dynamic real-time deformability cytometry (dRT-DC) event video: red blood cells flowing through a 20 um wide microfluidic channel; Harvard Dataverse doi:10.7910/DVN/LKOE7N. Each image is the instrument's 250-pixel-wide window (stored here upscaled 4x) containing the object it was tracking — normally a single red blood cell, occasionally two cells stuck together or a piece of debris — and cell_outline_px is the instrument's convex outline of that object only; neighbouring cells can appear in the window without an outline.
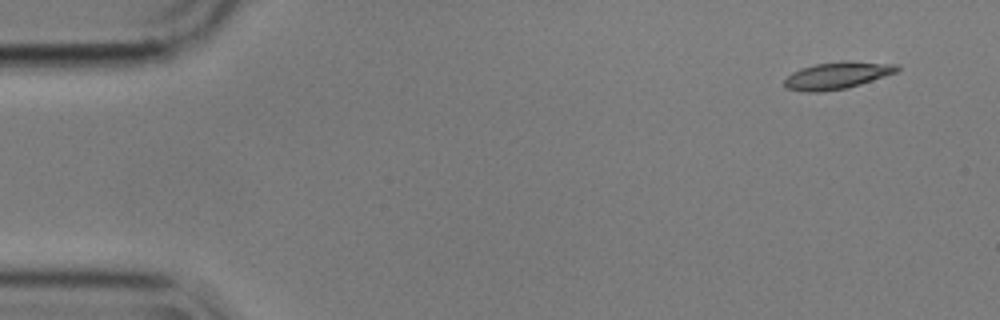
{"species": "common noctule bat (a hibernating species)", "species_latin": "Nyctalus noctula", "temperature_condition": "cold", "stored_images_in_passage": 53, "camera_frame_rate_fps": 3000, "um_per_image_px": 0.085, "animal": {"sex": "male", "body_mass_g": 17.9}, "frame": {"image": 1, "passage_image": 1, "time_ms": 0.0, "image_size_px": [1000, 320], "cell_outline_px": [[900, 68], [896, 72], [860, 84], [844, 88], [820, 92], [808, 92], [784, 88], [784, 80], [792, 72], [800, 68], [816, 64], [900, 64]], "centroid_in_image_um": [71.05, 6.48], "position_along_channel_um": 14.0, "area_um2": 16.53}}
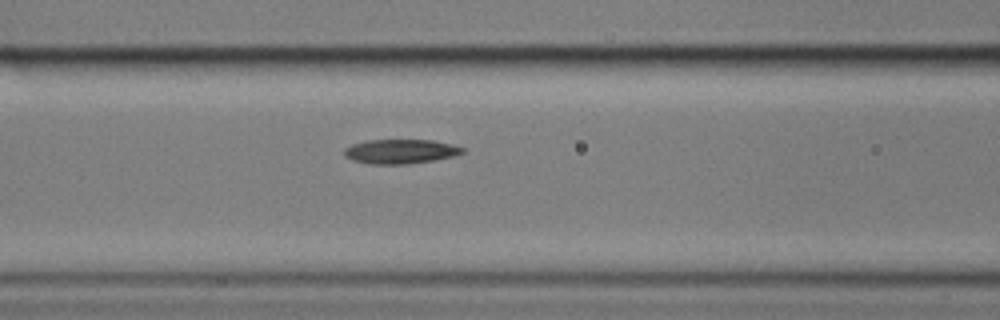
{"frame": {"image": 2, "passage_image": 20, "time_ms": 6.333, "image_size_px": [1000, 320], "cell_outline_px": [[464, 152], [452, 156], [432, 160], [408, 164], [368, 164], [352, 160], [344, 156], [344, 148], [352, 144], [368, 140], [432, 140], [452, 144], [464, 148]], "centroid_in_image_um": [34.0, 12.87], "position_along_channel_um": 132.6, "area_um2": 16.76}}
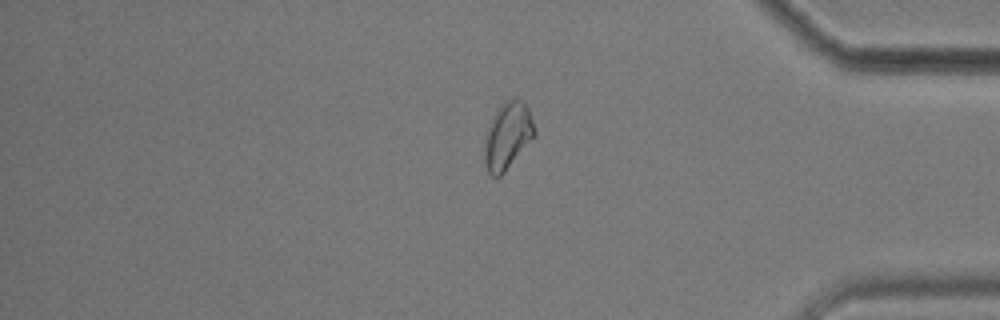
{"frame": {"image": 3, "passage_image": 44, "time_ms": 14.333, "image_size_px": [1000, 320], "cell_outline_px": [[536, 136], [504, 172], [500, 176], [492, 176], [488, 172], [484, 164], [484, 136], [496, 108], [504, 100], [524, 100], [528, 108], [536, 132]], "centroid_in_image_um": [43.13, 11.54], "position_along_channel_um": 392.1, "area_um2": 19.71}, "authors_computed_cell_mechanics": {"area_um2": 17.1088, "velocity_mm_per_s": 3.5505, "shape_relaxation_time_tau1_ms": 4.8638, "shape_relaxation_time_tau2_ms": 10.3421, "deformation_change_tau1": 0.1605, "deformation_change_tau2": 0.1911}}